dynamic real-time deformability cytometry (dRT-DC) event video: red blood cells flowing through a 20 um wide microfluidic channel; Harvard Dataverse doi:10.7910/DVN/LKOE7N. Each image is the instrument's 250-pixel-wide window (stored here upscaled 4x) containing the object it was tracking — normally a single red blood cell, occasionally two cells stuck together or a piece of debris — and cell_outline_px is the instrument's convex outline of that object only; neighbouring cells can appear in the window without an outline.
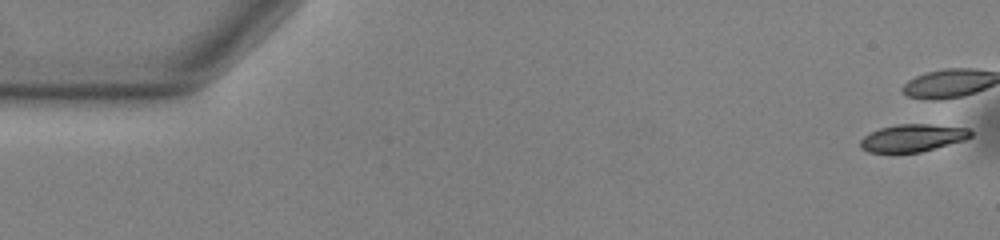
{"species": "common noctule bat (a hibernating species)", "species_latin": "Nyctalus noctula", "temperature_condition": "warm", "stored_images_in_passage": 21, "camera_frame_rate_fps": 3000, "um_per_image_px": 0.085, "animal": {"sex": "male", "body_mass_g": 13.0, "forearm_length_mm": 53.1}, "frame": {"image": 1, "passage_image": 1, "time_ms": 0.0, "image_size_px": [1000, 240], "cell_outline_px": [[972, 136], [964, 140], [920, 152], [868, 152], [860, 148], [860, 140], [864, 136], [880, 128], [896, 124], [928, 124], [968, 128], [972, 132]], "centroid_in_image_um": [77.57, 11.72], "position_along_channel_um": 7.4, "area_um2": 17.51}}